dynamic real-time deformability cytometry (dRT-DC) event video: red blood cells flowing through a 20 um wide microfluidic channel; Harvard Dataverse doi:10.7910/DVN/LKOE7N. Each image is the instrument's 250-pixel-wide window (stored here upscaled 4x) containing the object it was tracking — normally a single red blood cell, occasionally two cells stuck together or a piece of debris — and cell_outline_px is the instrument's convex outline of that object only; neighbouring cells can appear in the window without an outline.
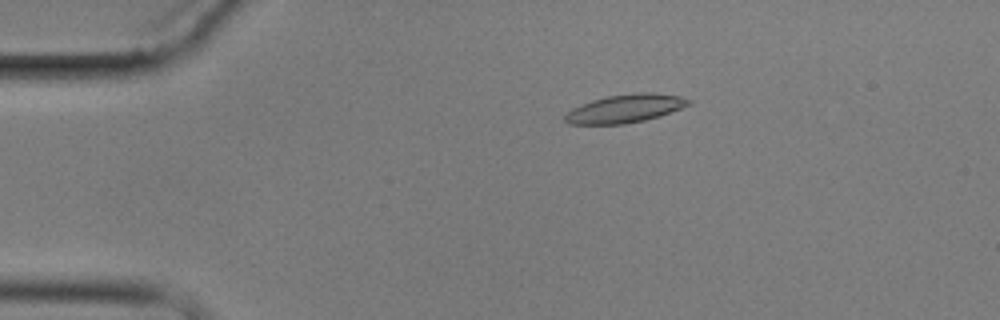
{"species": "common noctule bat (a hibernating species)", "species_latin": "Nyctalus noctula", "temperature_condition": "cold", "stored_images_in_passage": 5, "camera_frame_rate_fps": 3000, "um_per_image_px": 0.085, "animal": {"sex": "male", "body_mass_g": 17.9}, "frame": {"image": 1, "passage_image": 2, "time_ms": 1.333, "image_size_px": [1000, 320], "cell_outline_px": [[692, 104], [660, 116], [644, 120], [624, 124], [568, 124], [564, 120], [564, 116], [572, 108], [592, 100], [608, 96], [636, 92], [652, 92], [680, 96], [692, 100]], "centroid_in_image_um": [53.17, 9.22], "position_along_channel_um": 31.8, "area_um2": 20.4}}
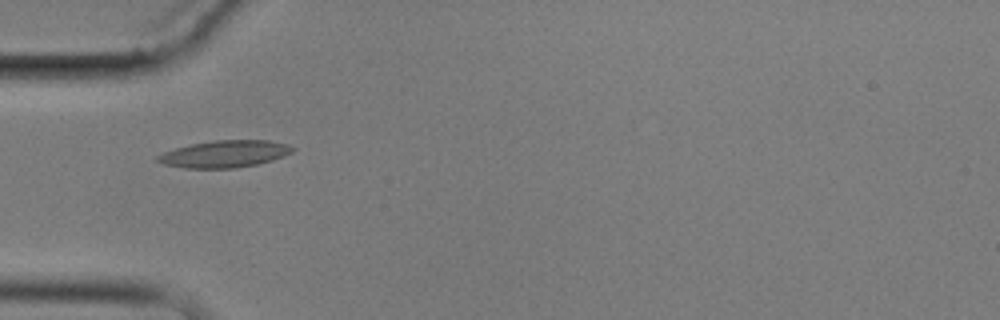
{"frame": {"image": 2, "passage_image": 4, "time_ms": 3.667, "image_size_px": [1000, 320], "cell_outline_px": [[296, 148], [292, 152], [284, 156], [272, 160], [256, 164], [236, 168], [184, 168], [164, 164], [156, 160], [156, 156], [164, 152], [176, 148], [192, 144], [212, 140], [268, 140], [288, 144]], "centroid_in_image_um": [19.11, 13.08], "position_along_channel_um": 65.9, "area_um2": 21.21}}
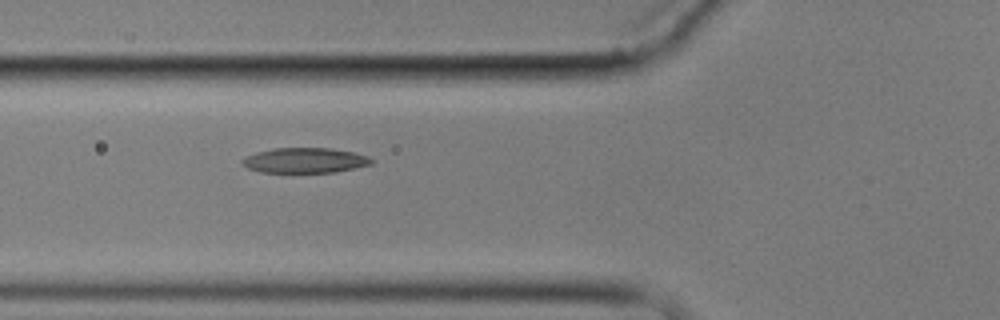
{"frame": {"image": 3, "passage_image": 5, "time_ms": 4.667, "image_size_px": [1000, 320], "cell_outline_px": [[372, 164], [336, 172], [260, 172], [248, 168], [240, 160], [244, 156], [256, 152], [276, 148], [332, 148], [352, 152], [368, 156], [372, 160]], "centroid_in_image_um": [25.9, 13.63], "position_along_channel_um": 99.9, "area_um2": 18.84}}